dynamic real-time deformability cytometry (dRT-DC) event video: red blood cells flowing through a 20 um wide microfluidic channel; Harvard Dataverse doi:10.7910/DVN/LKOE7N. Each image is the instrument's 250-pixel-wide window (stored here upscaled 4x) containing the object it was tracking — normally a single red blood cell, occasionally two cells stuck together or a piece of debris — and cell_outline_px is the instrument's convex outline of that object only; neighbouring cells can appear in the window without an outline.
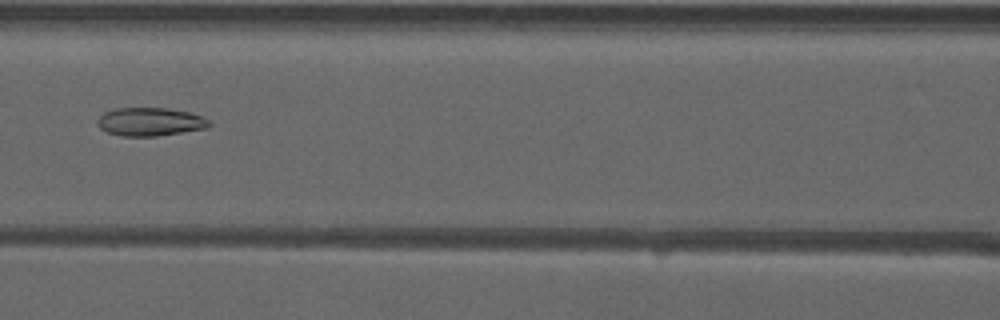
{"species": "common noctule bat (a hibernating species)", "species_latin": "Nyctalus noctula", "temperature_condition": "warm", "stored_images_in_passage": 52, "camera_frame_rate_fps": 3000, "um_per_image_px": 0.085, "animal": {"sex": "male", "forearm_length_mm": 52.5}, "frame": {"image": 1, "passage_image": 24, "time_ms": 7.667, "image_size_px": [1000, 320], "cell_outline_px": [[212, 124], [208, 128], [156, 136], [120, 136], [108, 132], [100, 128], [96, 124], [96, 120], [104, 112], [116, 108], [168, 108], [192, 112], [208, 120]], "centroid_in_image_um": [12.75, 10.35], "position_along_channel_um": 153.8, "area_um2": 18.55}}
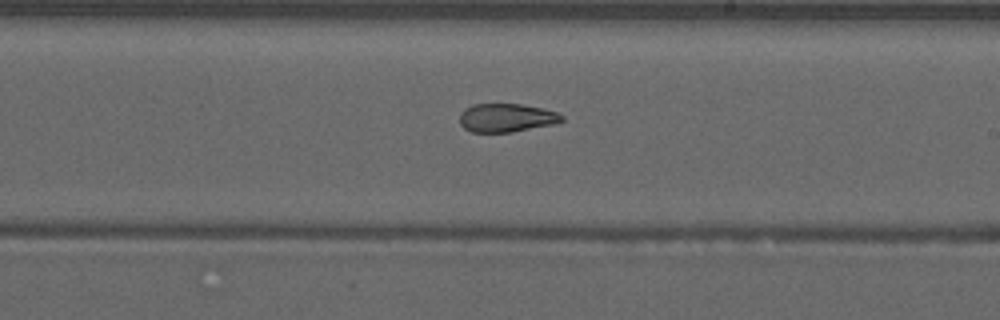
{"frame": {"image": 2, "passage_image": 31, "time_ms": 10.0, "image_size_px": [1000, 320], "cell_outline_px": [[564, 120], [552, 124], [512, 132], [472, 132], [464, 128], [460, 124], [460, 112], [464, 108], [472, 104], [520, 104], [544, 108], [556, 112], [564, 116]], "centroid_in_image_um": [43.02, 10.0], "position_along_channel_um": 246.0, "area_um2": 16.99}}
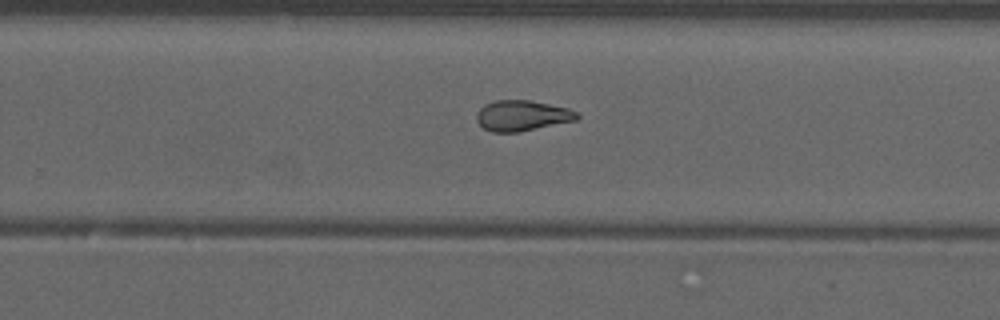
{"frame": {"image": 3, "passage_image": 34, "time_ms": 11.0, "image_size_px": [1000, 320], "cell_outline_px": [[580, 116], [576, 120], [516, 132], [492, 132], [484, 128], [476, 120], [476, 112], [484, 104], [496, 100], [528, 100], [568, 108], [576, 112]], "centroid_in_image_um": [44.34, 9.82], "position_along_channel_um": 285.5, "area_um2": 17.69}, "authors_computed_cell_mechanics": {"area_um2": 20.0277, "velocity_mm_per_s": 3.9631, "shape_relaxation_time_tau1_ms": null, "shape_relaxation_time_tau2_ms": 3.3413, "deformation_change_tau1": null, "deformation_change_tau2": 0.0884}}